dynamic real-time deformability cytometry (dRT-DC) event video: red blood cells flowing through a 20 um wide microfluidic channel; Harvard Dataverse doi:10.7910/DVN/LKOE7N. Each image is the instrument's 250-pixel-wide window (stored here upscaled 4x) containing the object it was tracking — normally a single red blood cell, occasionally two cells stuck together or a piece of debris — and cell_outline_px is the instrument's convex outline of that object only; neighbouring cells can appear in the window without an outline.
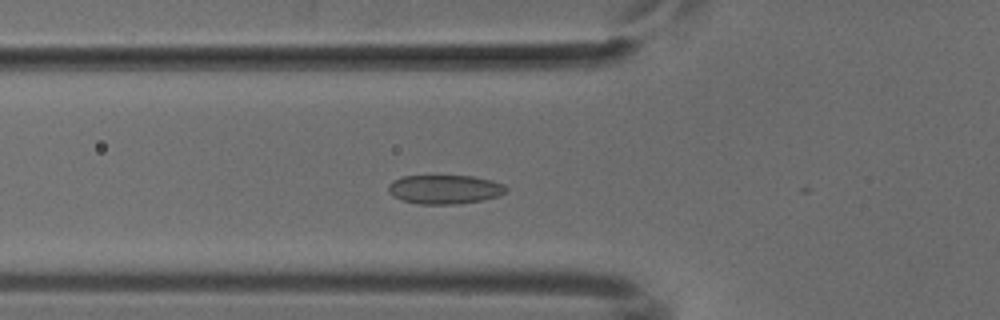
{"species": "common noctule bat (a hibernating species)", "species_latin": "Nyctalus noctula", "temperature_condition": "cold", "stored_images_in_passage": 16, "camera_frame_rate_fps": 3000, "um_per_image_px": 0.085, "animal": {"sex": "male", "body_mass_g": 18.8}, "frame": {"image": 1, "passage_image": 15, "time_ms": 4.667, "image_size_px": [1000, 320], "cell_outline_px": [[508, 192], [500, 196], [484, 200], [456, 204], [420, 204], [400, 200], [392, 196], [388, 192], [388, 184], [392, 180], [404, 176], [472, 176], [492, 180], [504, 184], [508, 188]], "centroid_in_image_um": [37.82, 16.1], "position_along_channel_um": 88.0, "area_um2": 20.23}}